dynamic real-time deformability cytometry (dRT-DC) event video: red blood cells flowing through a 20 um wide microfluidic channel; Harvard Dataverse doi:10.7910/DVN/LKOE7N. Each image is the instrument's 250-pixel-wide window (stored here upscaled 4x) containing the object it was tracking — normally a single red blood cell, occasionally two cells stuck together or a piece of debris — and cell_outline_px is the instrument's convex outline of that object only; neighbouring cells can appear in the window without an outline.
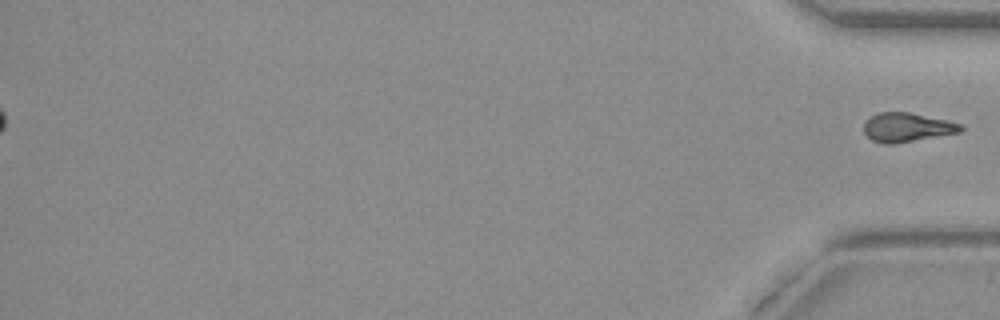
{"species": "common noctule bat (a hibernating species)", "species_latin": "Nyctalus noctula", "temperature_condition": "warm", "stored_images_in_passage": 49, "segment_of_instrument_passage": [2, 2], "camera_frame_rate_fps": 3000, "um_per_image_px": 0.085, "animal": {"sex": "female", "body_mass_g": 19.3, "forearm_length_mm": 54.1}, "frame": {"image": 1, "passage_image": 49, "time_ms": 16.0, "image_size_px": [1000, 320], "cell_outline_px": [[964, 128], [960, 132], [892, 144], [884, 144], [872, 140], [864, 132], [864, 124], [872, 116], [880, 112], [908, 112], [948, 120], [960, 124]], "centroid_in_image_um": [77.1, 10.82], "position_along_channel_um": 358.1, "area_um2": 16.13}}